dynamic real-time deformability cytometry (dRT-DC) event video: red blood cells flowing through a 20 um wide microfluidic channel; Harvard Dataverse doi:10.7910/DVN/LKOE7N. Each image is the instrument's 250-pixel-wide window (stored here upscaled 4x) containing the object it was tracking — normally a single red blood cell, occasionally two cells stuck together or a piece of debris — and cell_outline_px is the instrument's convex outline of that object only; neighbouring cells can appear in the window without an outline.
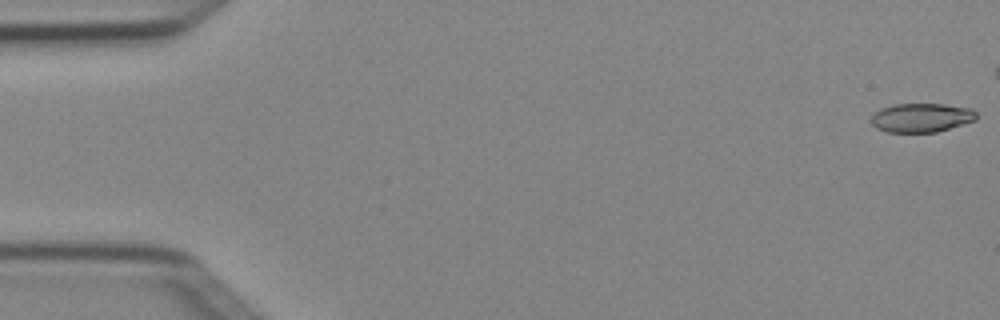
{"species": "Egyptian fruit bat (a non-hibernating species)", "species_latin": "Rousettus aegyptiacus", "temperature_condition": "cold", "stored_images_in_passage": 6, "camera_frame_rate_fps": 3000, "um_per_image_px": 0.085, "animal": {"sex": "female"}, "frame": {"image": 1, "passage_image": 1, "time_ms": 0.0, "image_size_px": [1000, 320], "cell_outline_px": [[976, 120], [964, 124], [936, 132], [888, 132], [876, 128], [872, 124], [872, 116], [880, 108], [892, 104], [944, 104], [972, 108], [976, 112]], "centroid_in_image_um": [78.33, 10.0], "position_along_channel_um": 6.7, "area_um2": 17.8}}
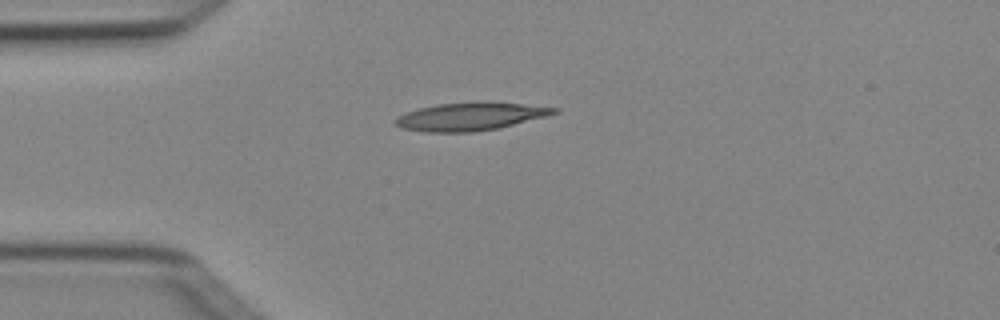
{"frame": {"image": 2, "passage_image": 6, "time_ms": 1.667, "image_size_px": [1000, 320], "cell_outline_px": [[560, 112], [548, 116], [496, 128], [472, 132], [424, 132], [400, 128], [392, 120], [396, 116], [420, 108], [436, 104], [476, 100], [492, 100], [560, 108]], "centroid_in_image_um": [40.01, 9.87], "position_along_channel_um": 45.0, "area_um2": 26.53}}